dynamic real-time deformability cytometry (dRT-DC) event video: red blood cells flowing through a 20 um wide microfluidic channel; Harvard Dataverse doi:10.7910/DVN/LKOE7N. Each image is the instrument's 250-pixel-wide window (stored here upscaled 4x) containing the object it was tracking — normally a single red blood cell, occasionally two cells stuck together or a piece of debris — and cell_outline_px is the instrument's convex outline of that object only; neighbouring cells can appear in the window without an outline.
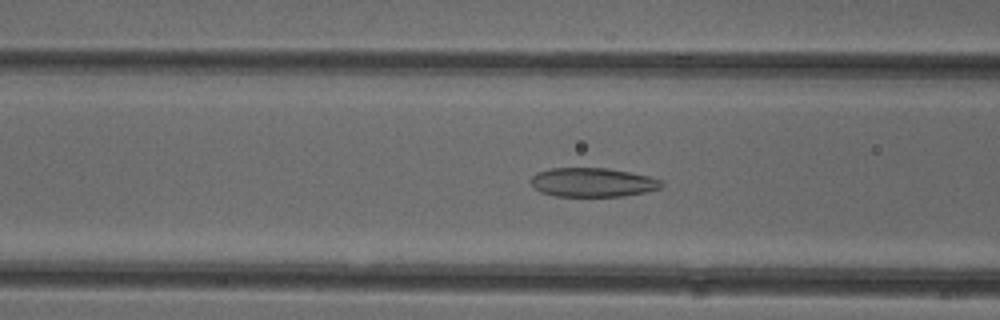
{"species": "common noctule bat (a hibernating species)", "species_latin": "Nyctalus noctula", "temperature_condition": "cold", "stored_images_in_passage": 51, "camera_frame_rate_fps": 3000, "um_per_image_px": 0.085, "animal": {"sex": "female"}, "frame": {"image": 1, "passage_image": 20, "time_ms": 6.333, "image_size_px": [1000, 320], "cell_outline_px": [[664, 184], [660, 188], [644, 192], [624, 196], [556, 196], [540, 192], [528, 180], [536, 172], [552, 168], [608, 168], [648, 176], [660, 180]], "centroid_in_image_um": [50.34, 15.5], "position_along_channel_um": 116.3, "area_um2": 22.02}}
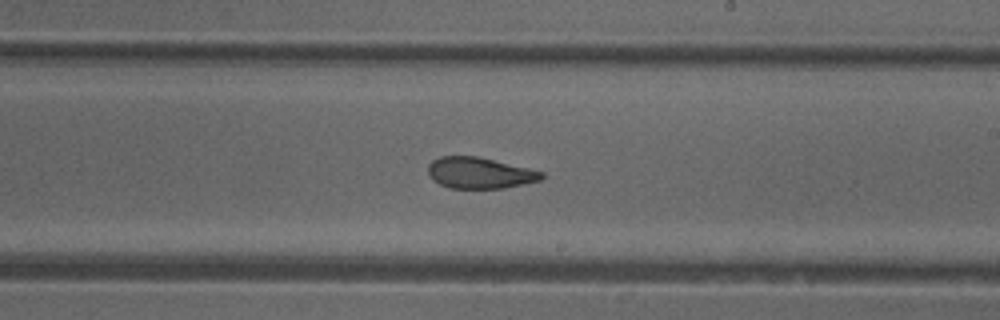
{"frame": {"image": 2, "passage_image": 30, "time_ms": 9.667, "image_size_px": [1000, 320], "cell_outline_px": [[544, 176], [540, 180], [504, 188], [448, 188], [432, 180], [428, 172], [428, 164], [432, 160], [440, 156], [476, 156], [528, 168], [544, 172]], "centroid_in_image_um": [40.73, 14.7], "position_along_channel_um": 248.3, "area_um2": 20.52}}
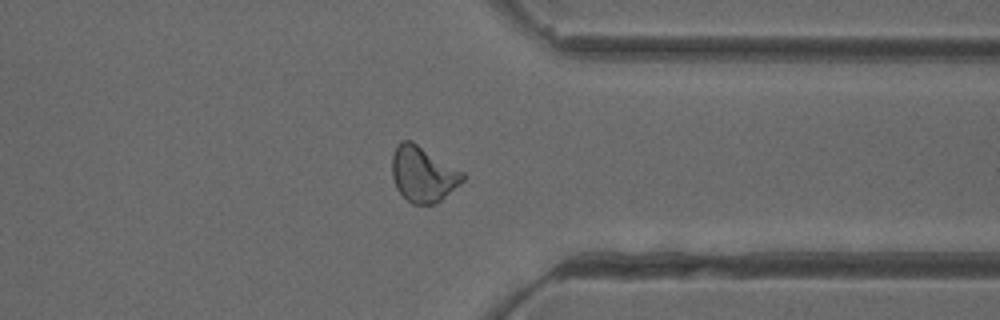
{"frame": {"image": 3, "passage_image": 40, "time_ms": 13.0, "image_size_px": [1000, 320], "cell_outline_px": [[464, 180], [440, 200], [432, 204], [412, 204], [396, 188], [392, 176], [392, 156], [396, 144], [400, 140], [412, 140], [464, 172]], "centroid_in_image_um": [35.93, 14.76], "position_along_channel_um": 375.5, "area_um2": 22.83}, "authors_computed_cell_mechanics": {"area_um2": 23.1778, "velocity_mm_per_s": 3.9649, "shape_relaxation_time_tau1_ms": 8.6428, "shape_relaxation_time_tau2_ms": 1.8138, "deformation_change_tau1": 0.1986, "deformation_change_tau2": 0.0903}}